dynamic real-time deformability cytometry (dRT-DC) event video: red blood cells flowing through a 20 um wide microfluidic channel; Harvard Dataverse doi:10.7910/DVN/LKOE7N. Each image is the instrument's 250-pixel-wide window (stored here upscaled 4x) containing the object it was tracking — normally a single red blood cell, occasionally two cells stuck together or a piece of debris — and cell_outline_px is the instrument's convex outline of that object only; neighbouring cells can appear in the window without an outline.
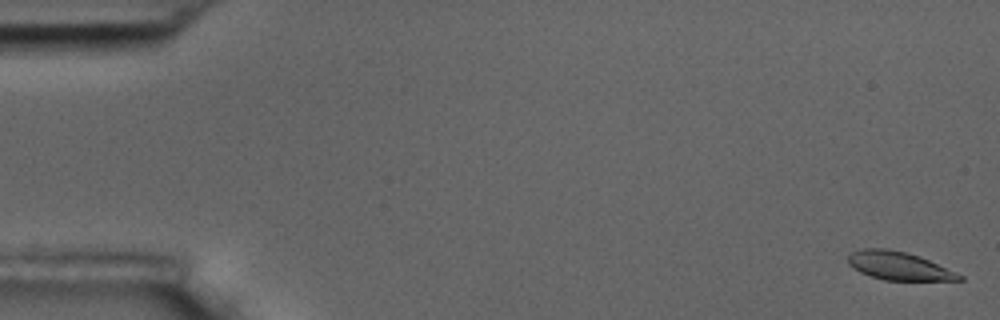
{"species": "common noctule bat (a hibernating species)", "species_latin": "Nyctalus noctula", "temperature_condition": "room temperature", "stored_images_in_passage": 57, "camera_frame_rate_fps": 3000, "um_per_image_px": 0.085, "animal": {"sex": "male", "body_mass_g": 17.5, "forearm_length_mm": 52.3}, "frame": {"image": 1, "passage_image": 2, "time_ms": 0.333, "image_size_px": [1000, 320], "cell_outline_px": [[964, 280], [884, 280], [860, 272], [848, 264], [848, 256], [852, 252], [864, 248], [888, 248], [908, 252], [928, 260], [964, 276]], "centroid_in_image_um": [76.37, 22.59], "position_along_channel_um": 8.6, "area_um2": 18.09}}
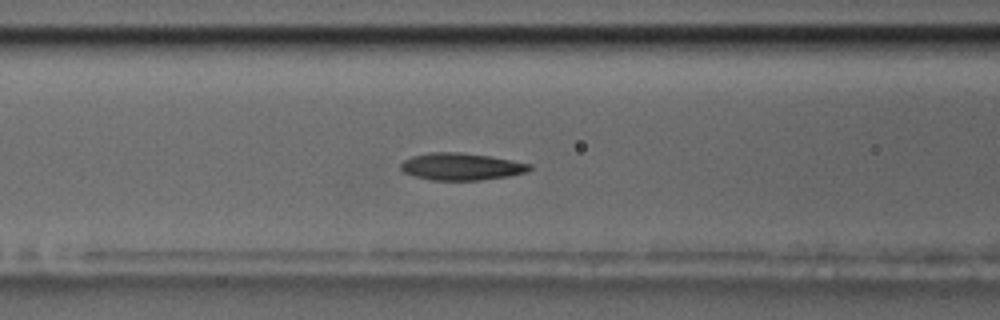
{"frame": {"image": 2, "passage_image": 24, "time_ms": 7.667, "image_size_px": [1000, 320], "cell_outline_px": [[532, 168], [528, 172], [508, 176], [480, 180], [432, 180], [416, 176], [404, 172], [400, 168], [400, 164], [404, 160], [412, 156], [428, 152], [460, 152], [488, 156], [512, 160], [532, 164]], "centroid_in_image_um": [39.22, 14.15], "position_along_channel_um": 127.4, "area_um2": 20.35}}
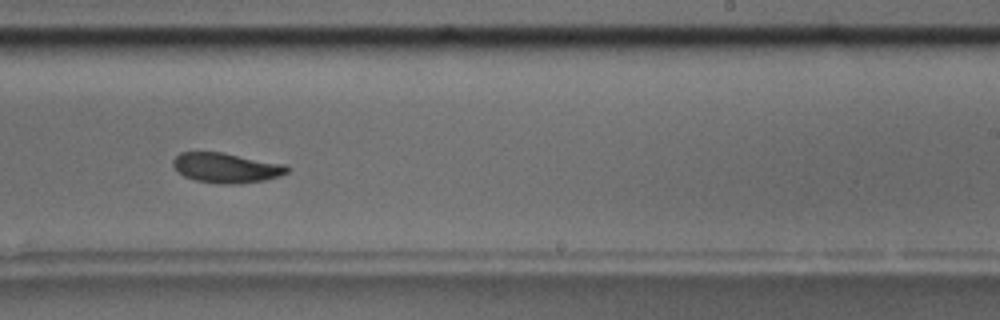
{"frame": {"image": 3, "passage_image": 36, "time_ms": 11.667, "image_size_px": [1000, 320], "cell_outline_px": [[288, 172], [280, 176], [264, 180], [240, 184], [220, 184], [196, 180], [184, 176], [172, 164], [172, 160], [180, 152], [224, 152], [284, 164], [288, 168]], "centroid_in_image_um": [19.23, 14.26], "position_along_channel_um": 269.8, "area_um2": 19.88}, "authors_computed_cell_mechanics": {"area_um2": 20.1722, "velocity_mm_per_s": 3.5758, "shape_relaxation_time_tau1_ms": 2.4279, "shape_relaxation_time_tau2_ms": 1.2476, "deformation_change_tau1": 0.1139, "deformation_change_tau2": 0.0623}}